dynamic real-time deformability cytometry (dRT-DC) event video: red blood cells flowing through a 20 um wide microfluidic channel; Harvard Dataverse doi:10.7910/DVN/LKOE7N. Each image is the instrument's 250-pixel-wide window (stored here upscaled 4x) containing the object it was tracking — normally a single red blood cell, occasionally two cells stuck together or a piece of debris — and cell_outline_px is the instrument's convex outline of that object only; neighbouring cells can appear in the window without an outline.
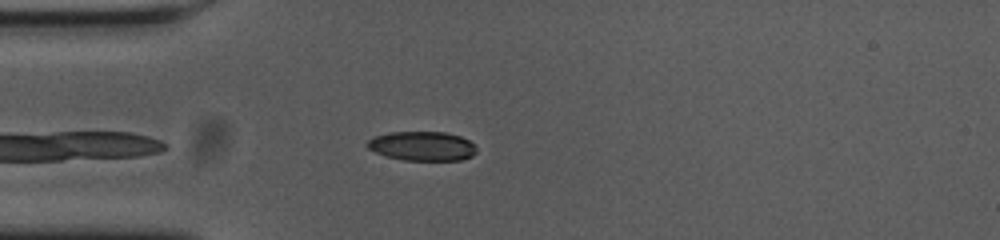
{"species": "common noctule bat (a hibernating species)", "species_latin": "Nyctalus noctula", "temperature_condition": "cold", "stored_images_in_passage": 32, "camera_frame_rate_fps": 3000, "um_per_image_px": 0.085, "animal": {"sex": "female", "body_mass_g": 23.0, "forearm_length_mm": 53.4}, "frame": {"image": 1, "passage_image": 2, "time_ms": 0.333, "image_size_px": [1000, 240], "cell_outline_px": [[476, 152], [472, 156], [460, 160], [404, 160], [388, 156], [376, 152], [368, 148], [364, 144], [372, 136], [392, 132], [448, 132], [460, 136], [468, 140], [476, 148]], "centroid_in_image_um": [35.87, 12.4], "position_along_channel_um": 49.1, "area_um2": 18.61}}